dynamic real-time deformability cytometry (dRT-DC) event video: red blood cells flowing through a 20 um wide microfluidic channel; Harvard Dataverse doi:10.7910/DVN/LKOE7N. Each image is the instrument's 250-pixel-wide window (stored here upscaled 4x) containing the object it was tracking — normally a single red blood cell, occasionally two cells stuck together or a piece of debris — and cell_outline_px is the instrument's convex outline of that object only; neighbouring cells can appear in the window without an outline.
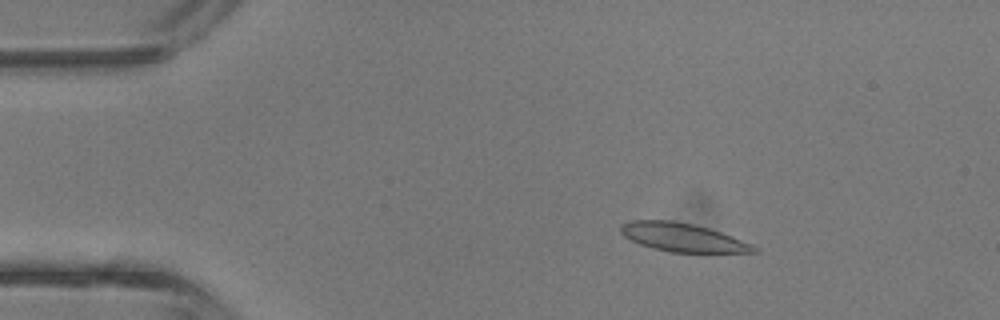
{"species": "common noctule bat (a hibernating species)", "species_latin": "Nyctalus noctula", "temperature_condition": "room temperature", "stored_images_in_passage": 43, "camera_frame_rate_fps": 3000, "um_per_image_px": 0.085, "animal": {"sex": "male", "body_mass_g": 13.3}, "frame": {"image": 1, "passage_image": 7, "time_ms": 2.0, "image_size_px": [1000, 320], "cell_outline_px": [[760, 252], [668, 252], [652, 248], [640, 244], [624, 236], [620, 232], [620, 224], [632, 220], [672, 220], [692, 224], [708, 228], [720, 232], [752, 244], [760, 248]], "centroid_in_image_um": [58.01, 20.18], "position_along_channel_um": 27.0, "area_um2": 22.02}}
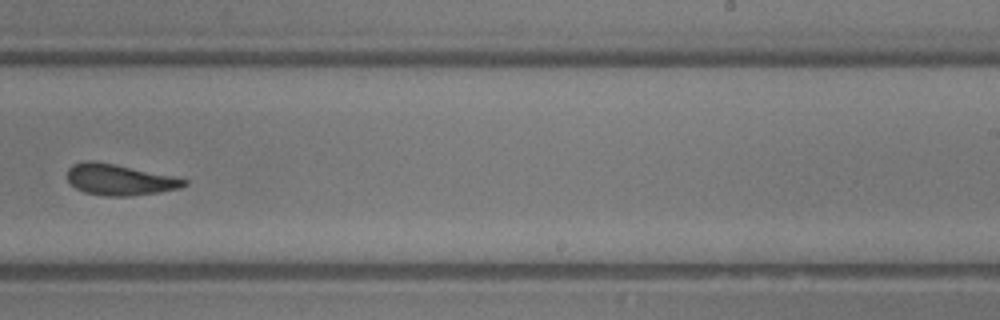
{"frame": {"image": 2, "passage_image": 27, "time_ms": 8.667, "image_size_px": [1000, 320], "cell_outline_px": [[188, 184], [180, 188], [156, 192], [128, 196], [104, 196], [84, 192], [76, 188], [68, 180], [68, 168], [72, 164], [84, 160], [92, 160], [172, 176], [188, 180]], "centroid_in_image_um": [10.12, 15.27], "position_along_channel_um": 278.9, "area_um2": 20.81}}
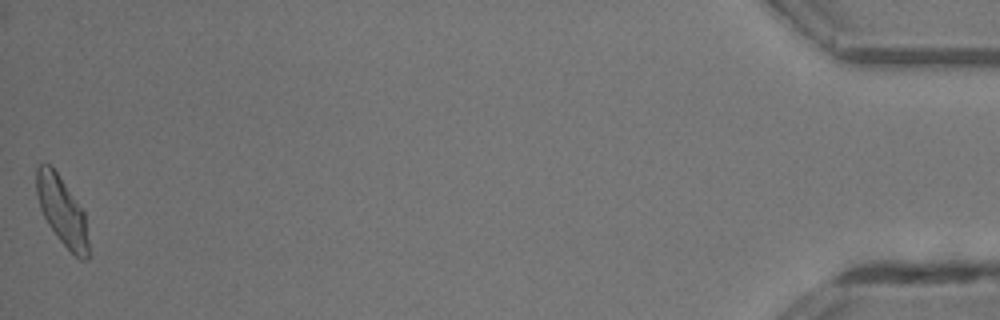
{"frame": {"image": 3, "passage_image": 43, "time_ms": 14.0, "image_size_px": [1000, 320], "cell_outline_px": [[88, 260], [80, 260], [56, 236], [48, 224], [40, 208], [36, 192], [36, 168], [40, 164], [48, 164], [56, 172], [84, 212], [88, 240]], "centroid_in_image_um": [5.26, 17.96], "position_along_channel_um": 429.9, "area_um2": 20.23}, "authors_computed_cell_mechanics": {"area_um2": 21.6172, "velocity_mm_per_s": 4.7555, "shape_relaxation_time_tau1_ms": 4.8202, "shape_relaxation_time_tau2_ms": 2.5711, "deformation_change_tau1": 0.1475, "deformation_change_tau2": 0.1006}}